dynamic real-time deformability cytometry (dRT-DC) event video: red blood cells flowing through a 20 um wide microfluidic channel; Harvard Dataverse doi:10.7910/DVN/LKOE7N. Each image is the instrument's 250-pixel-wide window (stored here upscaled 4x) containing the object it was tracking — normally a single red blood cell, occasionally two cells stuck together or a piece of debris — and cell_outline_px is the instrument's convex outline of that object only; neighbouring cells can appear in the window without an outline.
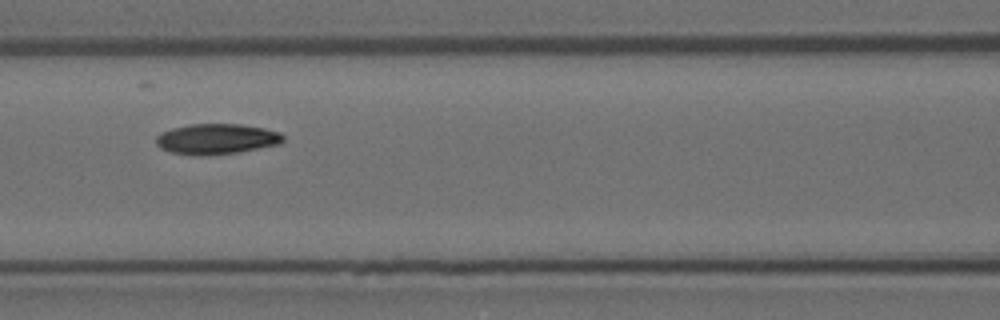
{"species": "Egyptian fruit bat (a non-hibernating species)", "species_latin": "Rousettus aegyptiacus", "temperature_condition": "room temperature", "stored_images_in_passage": 9, "camera_frame_rate_fps": 3000, "um_per_image_px": 0.085, "animal": {"sex": "female"}, "frame": {"image": 1, "passage_image": 4, "time_ms": 1.0, "image_size_px": [1000, 320], "cell_outline_px": [[284, 140], [280, 144], [236, 152], [200, 156], [192, 156], [172, 152], [160, 148], [156, 144], [156, 136], [160, 132], [172, 128], [188, 124], [240, 124], [264, 128], [280, 132], [284, 136]], "centroid_in_image_um": [18.38, 11.81], "position_along_channel_um": 148.2, "area_um2": 22.66}}
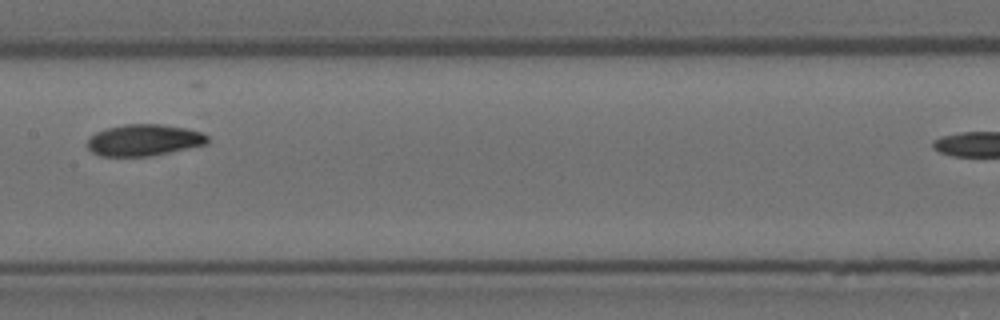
{"frame": {"image": 2, "passage_image": 5, "time_ms": 1.333, "image_size_px": [1000, 320], "cell_outline_px": [[208, 144], [148, 156], [100, 156], [92, 152], [88, 148], [88, 140], [96, 132], [104, 128], [124, 124], [164, 124], [188, 128], [200, 132], [208, 136]], "centroid_in_image_um": [12.24, 11.89], "position_along_channel_um": 195.2, "area_um2": 22.08}}
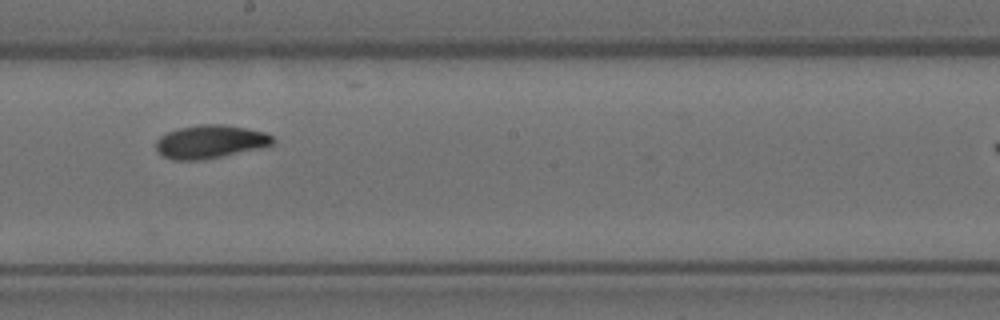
{"frame": {"image": 3, "passage_image": 6, "time_ms": 1.667, "image_size_px": [1000, 320], "cell_outline_px": [[276, 140], [272, 144], [260, 148], [200, 160], [172, 160], [156, 152], [156, 140], [160, 136], [168, 132], [180, 128], [200, 124], [224, 124], [264, 132], [272, 136]], "centroid_in_image_um": [17.84, 12.04], "position_along_channel_um": 230.4, "area_um2": 22.48}}